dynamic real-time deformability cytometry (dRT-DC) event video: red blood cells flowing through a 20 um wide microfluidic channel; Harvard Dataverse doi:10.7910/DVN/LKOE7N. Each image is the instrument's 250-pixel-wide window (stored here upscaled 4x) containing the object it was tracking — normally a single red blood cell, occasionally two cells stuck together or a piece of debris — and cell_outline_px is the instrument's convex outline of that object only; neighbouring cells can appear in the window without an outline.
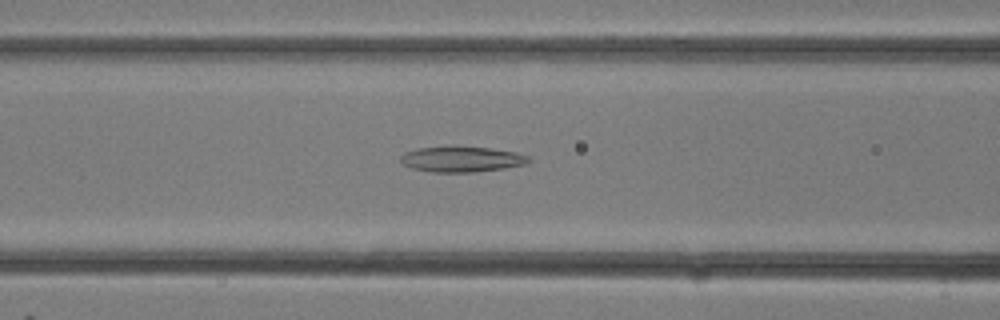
{"species": "common noctule bat (a hibernating species)", "species_latin": "Nyctalus noctula", "temperature_condition": "room temperature", "stored_images_in_passage": 27, "camera_frame_rate_fps": 3000, "um_per_image_px": 0.085, "animal": {"sex": "female"}, "frame": {"image": 1, "passage_image": 9, "time_ms": 2.667, "image_size_px": [1000, 320], "cell_outline_px": [[532, 160], [528, 164], [504, 168], [472, 172], [432, 172], [412, 168], [404, 164], [400, 160], [400, 156], [404, 152], [420, 148], [492, 148], [516, 152], [528, 156]], "centroid_in_image_um": [39.29, 13.55], "position_along_channel_um": 127.3, "area_um2": 18.61}}
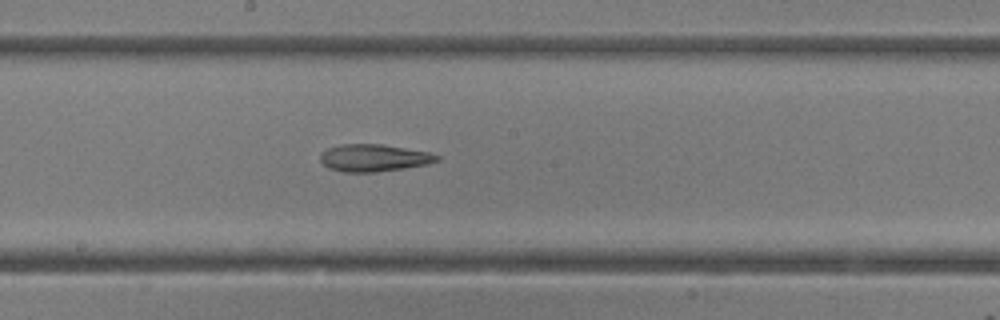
{"frame": {"image": 2, "passage_image": 13, "time_ms": 4.0, "image_size_px": [1000, 320], "cell_outline_px": [[440, 160], [428, 164], [404, 168], [376, 172], [344, 172], [328, 168], [320, 160], [320, 152], [328, 148], [340, 144], [384, 144], [428, 152], [440, 156]], "centroid_in_image_um": [31.77, 13.41], "position_along_channel_um": 216.4, "area_um2": 18.61}}
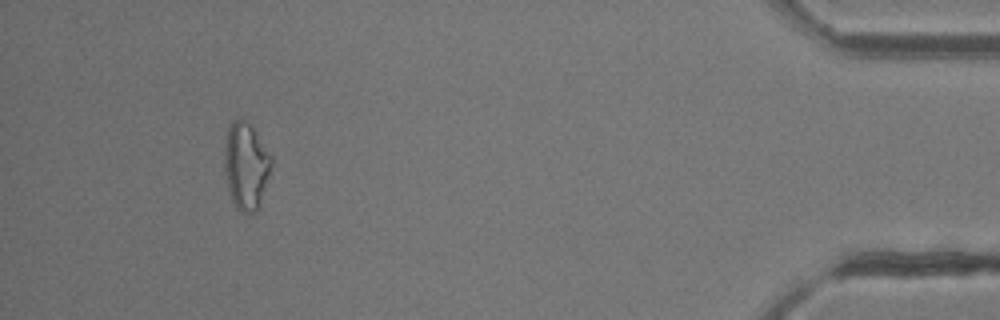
{"frame": {"image": 3, "passage_image": 25, "time_ms": 8.0, "image_size_px": [1000, 320], "cell_outline_px": [[272, 164], [260, 204], [252, 216], [248, 216], [240, 212], [236, 208], [232, 200], [228, 188], [224, 168], [224, 148], [228, 128], [232, 120], [240, 116], [252, 124], [272, 156]], "centroid_in_image_um": [20.91, 14.08], "position_along_channel_um": 414.3, "area_um2": 24.39}}